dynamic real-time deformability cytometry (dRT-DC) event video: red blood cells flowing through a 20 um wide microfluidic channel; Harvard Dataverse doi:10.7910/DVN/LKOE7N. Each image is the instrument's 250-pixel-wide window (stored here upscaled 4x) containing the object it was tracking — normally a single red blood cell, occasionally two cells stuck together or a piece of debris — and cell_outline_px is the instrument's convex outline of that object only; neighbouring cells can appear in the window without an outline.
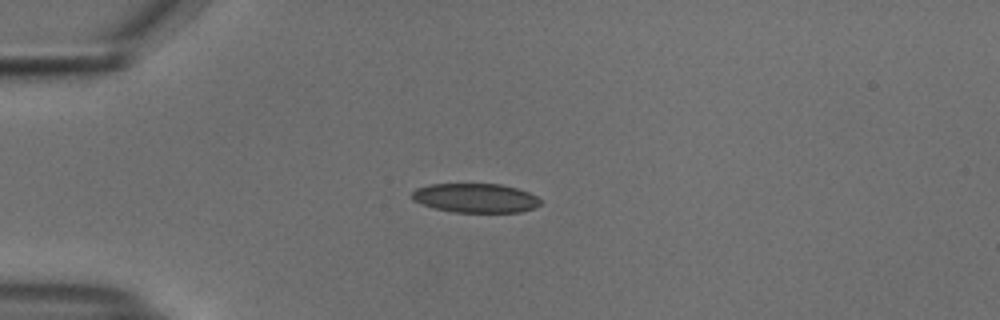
{"species": "common noctule bat (a hibernating species)", "species_latin": "Nyctalus noctula", "temperature_condition": "cold", "stored_images_in_passage": 41, "camera_frame_rate_fps": 3000, "um_per_image_px": 0.085, "animal": {"sex": "male", "body_mass_g": 18.8}, "frame": {"image": 1, "passage_image": 1, "time_ms": 0.0, "image_size_px": [1000, 320], "cell_outline_px": [[540, 204], [536, 208], [520, 212], [452, 212], [436, 208], [412, 200], [412, 192], [416, 188], [428, 184], [500, 184], [516, 188], [528, 192], [536, 196], [540, 200]], "centroid_in_image_um": [40.42, 16.83], "position_along_channel_um": 44.6, "area_um2": 21.79}}
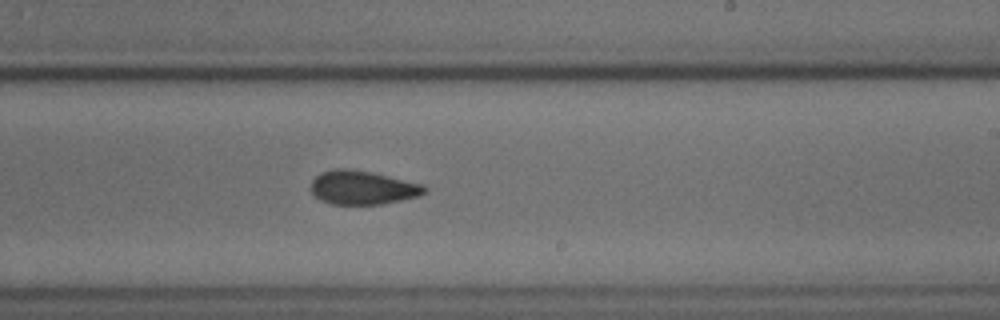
{"frame": {"image": 2, "passage_image": 20, "time_ms": 6.333, "image_size_px": [1000, 320], "cell_outline_px": [[428, 188], [420, 196], [380, 204], [332, 204], [320, 200], [308, 188], [312, 180], [320, 172], [336, 168], [352, 168], [372, 172], [424, 184]], "centroid_in_image_um": [30.8, 15.93], "position_along_channel_um": 258.2, "area_um2": 22.6}}
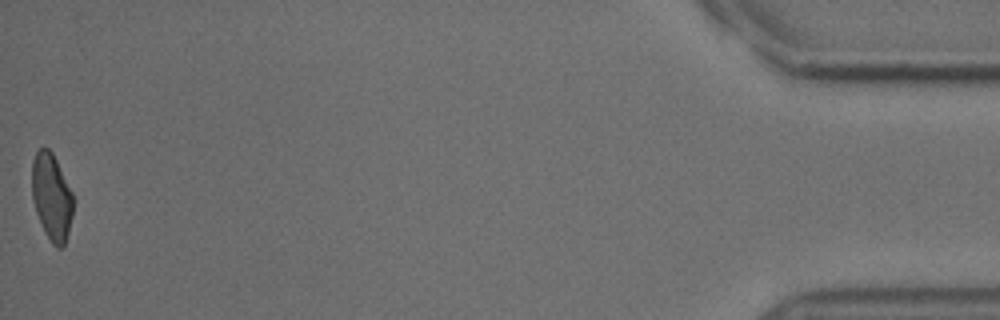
{"frame": {"image": 3, "passage_image": 41, "time_ms": 13.333, "image_size_px": [1000, 320], "cell_outline_px": [[72, 216], [68, 232], [64, 244], [60, 248], [56, 248], [52, 244], [44, 232], [36, 212], [32, 200], [32, 160], [36, 152], [40, 148], [48, 148], [52, 152], [72, 192]], "centroid_in_image_um": [4.37, 16.74], "position_along_channel_um": 430.8, "area_um2": 20.69}, "authors_computed_cell_mechanics": {"area_um2": 22.0218, "velocity_mm_per_s": 3.745, "shape_relaxation_time_tau1_ms": 5.3103, "shape_relaxation_time_tau2_ms": 3.764, "deformation_change_tau1": 0.1385, "deformation_change_tau2": 0.1091}}